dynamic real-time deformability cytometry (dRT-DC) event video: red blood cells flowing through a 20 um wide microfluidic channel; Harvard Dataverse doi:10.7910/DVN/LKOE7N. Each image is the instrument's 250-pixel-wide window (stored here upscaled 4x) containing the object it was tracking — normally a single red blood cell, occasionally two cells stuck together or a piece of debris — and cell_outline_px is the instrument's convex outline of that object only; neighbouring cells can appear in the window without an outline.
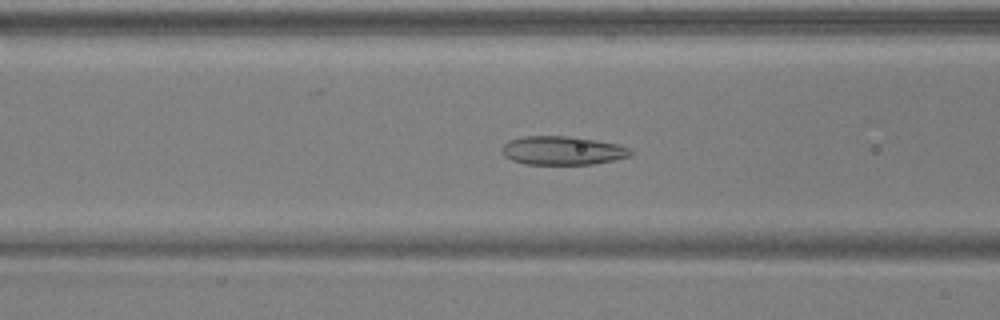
{"species": "common noctule bat (a hibernating species)", "species_latin": "Nyctalus noctula", "temperature_condition": "warm", "stored_images_in_passage": 54, "camera_frame_rate_fps": 3000, "um_per_image_px": 0.085, "animal": {"sex": "male", "body_mass_g": 17.9, "forearm_length_mm": 54.2}, "frame": {"image": 1, "passage_image": 22, "time_ms": 7.0, "image_size_px": [1000, 320], "cell_outline_px": [[632, 156], [592, 164], [524, 164], [512, 160], [504, 156], [500, 148], [508, 140], [524, 136], [564, 136], [596, 140], [616, 144], [632, 148]], "centroid_in_image_um": [47.79, 12.79], "position_along_channel_um": 118.8, "area_um2": 21.5}}
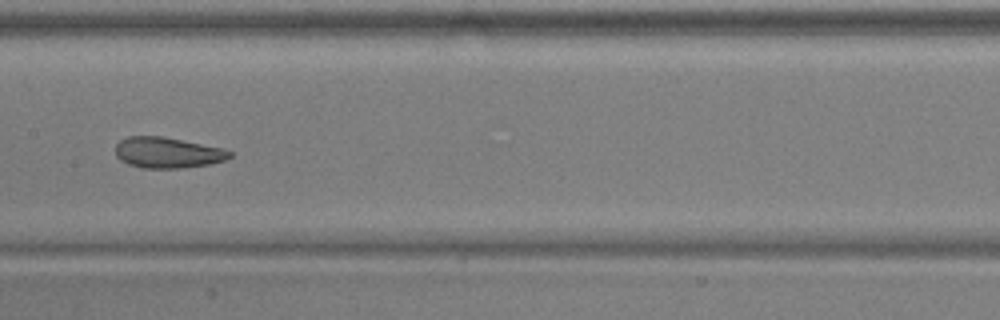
{"frame": {"image": 2, "passage_image": 28, "time_ms": 9.0, "image_size_px": [1000, 320], "cell_outline_px": [[232, 156], [224, 160], [208, 164], [180, 168], [140, 168], [128, 164], [120, 160], [116, 156], [116, 144], [120, 140], [128, 136], [160, 136], [220, 148], [232, 152]], "centroid_in_image_um": [14.18, 12.98], "position_along_channel_um": 193.2, "area_um2": 20.23}}
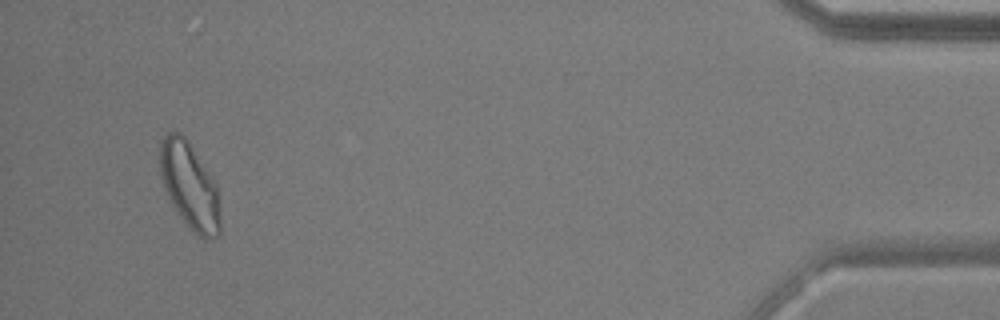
{"frame": {"image": 3, "passage_image": 52, "time_ms": 17.0, "image_size_px": [1000, 320], "cell_outline_px": [[220, 232], [212, 240], [204, 240], [196, 236], [176, 212], [168, 196], [160, 176], [160, 140], [168, 132], [180, 132], [184, 136], [212, 176], [216, 188], [220, 216]], "centroid_in_image_um": [16.11, 15.83], "position_along_channel_um": 419.1, "area_um2": 30.35}, "authors_computed_cell_mechanics": {"area_um2": 24.1604, "velocity_mm_per_s": 3.71, "shape_relaxation_time_tau1_ms": 8.9753, "shape_relaxation_time_tau2_ms": 1.5422, "deformation_change_tau1": 0.1765, "deformation_change_tau2": 0.0823}}